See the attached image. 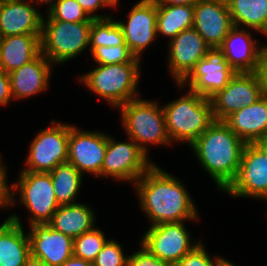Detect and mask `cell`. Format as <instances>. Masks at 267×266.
Masks as SVG:
<instances>
[{"label":"cell","instance_id":"44dd1931","mask_svg":"<svg viewBox=\"0 0 267 266\" xmlns=\"http://www.w3.org/2000/svg\"><path fill=\"white\" fill-rule=\"evenodd\" d=\"M53 64L40 53L19 69L8 73L13 100H25L49 89Z\"/></svg>","mask_w":267,"mask_h":266},{"label":"cell","instance_id":"e0dca14e","mask_svg":"<svg viewBox=\"0 0 267 266\" xmlns=\"http://www.w3.org/2000/svg\"><path fill=\"white\" fill-rule=\"evenodd\" d=\"M226 0H199L194 5L193 28L211 47H219L233 27Z\"/></svg>","mask_w":267,"mask_h":266},{"label":"cell","instance_id":"7a4b0ae2","mask_svg":"<svg viewBox=\"0 0 267 266\" xmlns=\"http://www.w3.org/2000/svg\"><path fill=\"white\" fill-rule=\"evenodd\" d=\"M245 145L224 121L215 120L189 147L222 191L236 175Z\"/></svg>","mask_w":267,"mask_h":266},{"label":"cell","instance_id":"277c9868","mask_svg":"<svg viewBox=\"0 0 267 266\" xmlns=\"http://www.w3.org/2000/svg\"><path fill=\"white\" fill-rule=\"evenodd\" d=\"M162 106L172 144L183 142L190 146L215 121L210 99L189 89Z\"/></svg>","mask_w":267,"mask_h":266},{"label":"cell","instance_id":"bcb514c9","mask_svg":"<svg viewBox=\"0 0 267 266\" xmlns=\"http://www.w3.org/2000/svg\"><path fill=\"white\" fill-rule=\"evenodd\" d=\"M220 266H237V265H235V264H233L232 262H230L229 260H227V258H226V259L223 258V260H222Z\"/></svg>","mask_w":267,"mask_h":266},{"label":"cell","instance_id":"6da1fadb","mask_svg":"<svg viewBox=\"0 0 267 266\" xmlns=\"http://www.w3.org/2000/svg\"><path fill=\"white\" fill-rule=\"evenodd\" d=\"M180 180L154 163L134 183L140 210L151 222L150 226L200 221L195 201Z\"/></svg>","mask_w":267,"mask_h":266},{"label":"cell","instance_id":"74e56055","mask_svg":"<svg viewBox=\"0 0 267 266\" xmlns=\"http://www.w3.org/2000/svg\"><path fill=\"white\" fill-rule=\"evenodd\" d=\"M13 100L9 75L0 69V106H7Z\"/></svg>","mask_w":267,"mask_h":266},{"label":"cell","instance_id":"8992f818","mask_svg":"<svg viewBox=\"0 0 267 266\" xmlns=\"http://www.w3.org/2000/svg\"><path fill=\"white\" fill-rule=\"evenodd\" d=\"M18 176V181L10 185V208L21 203L29 212V226L48 224L59 208L50 173L20 171Z\"/></svg>","mask_w":267,"mask_h":266},{"label":"cell","instance_id":"f6af8a7d","mask_svg":"<svg viewBox=\"0 0 267 266\" xmlns=\"http://www.w3.org/2000/svg\"><path fill=\"white\" fill-rule=\"evenodd\" d=\"M34 1H36V5H46L47 7L48 6H50L54 1H56V0H34Z\"/></svg>","mask_w":267,"mask_h":266},{"label":"cell","instance_id":"9c48e42d","mask_svg":"<svg viewBox=\"0 0 267 266\" xmlns=\"http://www.w3.org/2000/svg\"><path fill=\"white\" fill-rule=\"evenodd\" d=\"M115 140L107 133V149L101 166V178H112L132 185L155 163L130 137Z\"/></svg>","mask_w":267,"mask_h":266},{"label":"cell","instance_id":"484cf974","mask_svg":"<svg viewBox=\"0 0 267 266\" xmlns=\"http://www.w3.org/2000/svg\"><path fill=\"white\" fill-rule=\"evenodd\" d=\"M234 26L252 29L267 38V0H226Z\"/></svg>","mask_w":267,"mask_h":266},{"label":"cell","instance_id":"d6a6232c","mask_svg":"<svg viewBox=\"0 0 267 266\" xmlns=\"http://www.w3.org/2000/svg\"><path fill=\"white\" fill-rule=\"evenodd\" d=\"M122 247V244L110 237L92 262L93 266H127L128 255L124 254Z\"/></svg>","mask_w":267,"mask_h":266},{"label":"cell","instance_id":"603a6c76","mask_svg":"<svg viewBox=\"0 0 267 266\" xmlns=\"http://www.w3.org/2000/svg\"><path fill=\"white\" fill-rule=\"evenodd\" d=\"M224 122L245 143H255L267 134V96L255 103L241 107Z\"/></svg>","mask_w":267,"mask_h":266},{"label":"cell","instance_id":"d4e9b609","mask_svg":"<svg viewBox=\"0 0 267 266\" xmlns=\"http://www.w3.org/2000/svg\"><path fill=\"white\" fill-rule=\"evenodd\" d=\"M89 206L81 202L60 205L48 225L74 239L97 226L94 209Z\"/></svg>","mask_w":267,"mask_h":266},{"label":"cell","instance_id":"4316f807","mask_svg":"<svg viewBox=\"0 0 267 266\" xmlns=\"http://www.w3.org/2000/svg\"><path fill=\"white\" fill-rule=\"evenodd\" d=\"M194 6L157 5V37L175 38L180 32L193 27Z\"/></svg>","mask_w":267,"mask_h":266},{"label":"cell","instance_id":"d590c367","mask_svg":"<svg viewBox=\"0 0 267 266\" xmlns=\"http://www.w3.org/2000/svg\"><path fill=\"white\" fill-rule=\"evenodd\" d=\"M2 154L0 153V209H10V185L8 182L7 166L3 163Z\"/></svg>","mask_w":267,"mask_h":266},{"label":"cell","instance_id":"e575fe53","mask_svg":"<svg viewBox=\"0 0 267 266\" xmlns=\"http://www.w3.org/2000/svg\"><path fill=\"white\" fill-rule=\"evenodd\" d=\"M139 247V250L128 255L127 266H171L167 261L152 255L141 244Z\"/></svg>","mask_w":267,"mask_h":266},{"label":"cell","instance_id":"5bb4252c","mask_svg":"<svg viewBox=\"0 0 267 266\" xmlns=\"http://www.w3.org/2000/svg\"><path fill=\"white\" fill-rule=\"evenodd\" d=\"M107 149V133L82 130L70 124L68 159L82 175L101 177V166Z\"/></svg>","mask_w":267,"mask_h":266},{"label":"cell","instance_id":"8d00e7d4","mask_svg":"<svg viewBox=\"0 0 267 266\" xmlns=\"http://www.w3.org/2000/svg\"><path fill=\"white\" fill-rule=\"evenodd\" d=\"M81 7L87 12V14L93 19H105L112 17L108 14H99L97 11L103 8H109L105 0H76ZM98 13V14H96Z\"/></svg>","mask_w":267,"mask_h":266},{"label":"cell","instance_id":"7402d4cb","mask_svg":"<svg viewBox=\"0 0 267 266\" xmlns=\"http://www.w3.org/2000/svg\"><path fill=\"white\" fill-rule=\"evenodd\" d=\"M18 214H11L0 224V266H24L31 256L28 233Z\"/></svg>","mask_w":267,"mask_h":266},{"label":"cell","instance_id":"1f68e13d","mask_svg":"<svg viewBox=\"0 0 267 266\" xmlns=\"http://www.w3.org/2000/svg\"><path fill=\"white\" fill-rule=\"evenodd\" d=\"M90 54L95 63L99 65L141 63L142 61L131 53L127 45L99 46Z\"/></svg>","mask_w":267,"mask_h":266},{"label":"cell","instance_id":"4dcf8cb0","mask_svg":"<svg viewBox=\"0 0 267 266\" xmlns=\"http://www.w3.org/2000/svg\"><path fill=\"white\" fill-rule=\"evenodd\" d=\"M43 20H59L65 22L93 21L76 0H56L46 10Z\"/></svg>","mask_w":267,"mask_h":266},{"label":"cell","instance_id":"30bf717a","mask_svg":"<svg viewBox=\"0 0 267 266\" xmlns=\"http://www.w3.org/2000/svg\"><path fill=\"white\" fill-rule=\"evenodd\" d=\"M222 192L267 204V155L255 143H246L236 175Z\"/></svg>","mask_w":267,"mask_h":266},{"label":"cell","instance_id":"8fae6325","mask_svg":"<svg viewBox=\"0 0 267 266\" xmlns=\"http://www.w3.org/2000/svg\"><path fill=\"white\" fill-rule=\"evenodd\" d=\"M186 222H170L149 226L139 243L155 257L175 266L201 243L193 242Z\"/></svg>","mask_w":267,"mask_h":266},{"label":"cell","instance_id":"b9f144b4","mask_svg":"<svg viewBox=\"0 0 267 266\" xmlns=\"http://www.w3.org/2000/svg\"><path fill=\"white\" fill-rule=\"evenodd\" d=\"M24 266H48L44 261H41L38 258L30 256L25 262Z\"/></svg>","mask_w":267,"mask_h":266},{"label":"cell","instance_id":"f1b7e54d","mask_svg":"<svg viewBox=\"0 0 267 266\" xmlns=\"http://www.w3.org/2000/svg\"><path fill=\"white\" fill-rule=\"evenodd\" d=\"M127 45L121 26L113 17L94 19L91 24L89 50L92 52L99 46Z\"/></svg>","mask_w":267,"mask_h":266},{"label":"cell","instance_id":"4fadbf2b","mask_svg":"<svg viewBox=\"0 0 267 266\" xmlns=\"http://www.w3.org/2000/svg\"><path fill=\"white\" fill-rule=\"evenodd\" d=\"M262 96L257 72H238L222 90L209 98L214 120L224 121L233 112L255 103Z\"/></svg>","mask_w":267,"mask_h":266},{"label":"cell","instance_id":"52a82bcc","mask_svg":"<svg viewBox=\"0 0 267 266\" xmlns=\"http://www.w3.org/2000/svg\"><path fill=\"white\" fill-rule=\"evenodd\" d=\"M92 21L43 20L41 53L54 65L65 64L89 48Z\"/></svg>","mask_w":267,"mask_h":266},{"label":"cell","instance_id":"3957f363","mask_svg":"<svg viewBox=\"0 0 267 266\" xmlns=\"http://www.w3.org/2000/svg\"><path fill=\"white\" fill-rule=\"evenodd\" d=\"M142 63L99 65L85 74L77 75L78 81L94 95L106 100L112 108L140 97L139 83Z\"/></svg>","mask_w":267,"mask_h":266},{"label":"cell","instance_id":"2e32d148","mask_svg":"<svg viewBox=\"0 0 267 266\" xmlns=\"http://www.w3.org/2000/svg\"><path fill=\"white\" fill-rule=\"evenodd\" d=\"M168 43V72L180 84L211 48L192 27L180 32Z\"/></svg>","mask_w":267,"mask_h":266},{"label":"cell","instance_id":"9a60e30c","mask_svg":"<svg viewBox=\"0 0 267 266\" xmlns=\"http://www.w3.org/2000/svg\"><path fill=\"white\" fill-rule=\"evenodd\" d=\"M127 21L119 18L125 43L131 53L142 59L145 49L153 44L157 37V4L154 0H139L128 12Z\"/></svg>","mask_w":267,"mask_h":266},{"label":"cell","instance_id":"ac0fdd59","mask_svg":"<svg viewBox=\"0 0 267 266\" xmlns=\"http://www.w3.org/2000/svg\"><path fill=\"white\" fill-rule=\"evenodd\" d=\"M30 227V228H29ZM27 231L31 256L48 266H61L73 256V239L48 224H33Z\"/></svg>","mask_w":267,"mask_h":266},{"label":"cell","instance_id":"ffe728a7","mask_svg":"<svg viewBox=\"0 0 267 266\" xmlns=\"http://www.w3.org/2000/svg\"><path fill=\"white\" fill-rule=\"evenodd\" d=\"M252 29L233 26L218 47L229 66L236 72H257L263 43L252 36Z\"/></svg>","mask_w":267,"mask_h":266},{"label":"cell","instance_id":"836d02e7","mask_svg":"<svg viewBox=\"0 0 267 266\" xmlns=\"http://www.w3.org/2000/svg\"><path fill=\"white\" fill-rule=\"evenodd\" d=\"M224 257L216 255L212 258L203 241L191 252L187 253L175 266H220Z\"/></svg>","mask_w":267,"mask_h":266},{"label":"cell","instance_id":"7bdbcfd3","mask_svg":"<svg viewBox=\"0 0 267 266\" xmlns=\"http://www.w3.org/2000/svg\"><path fill=\"white\" fill-rule=\"evenodd\" d=\"M255 144L267 155V134L258 139Z\"/></svg>","mask_w":267,"mask_h":266},{"label":"cell","instance_id":"ba28073f","mask_svg":"<svg viewBox=\"0 0 267 266\" xmlns=\"http://www.w3.org/2000/svg\"><path fill=\"white\" fill-rule=\"evenodd\" d=\"M51 120L50 127L36 133L28 145L25 168L20 171L50 172L68 159L70 124Z\"/></svg>","mask_w":267,"mask_h":266},{"label":"cell","instance_id":"7c38bea8","mask_svg":"<svg viewBox=\"0 0 267 266\" xmlns=\"http://www.w3.org/2000/svg\"><path fill=\"white\" fill-rule=\"evenodd\" d=\"M236 72L229 66L224 53L218 48H210L180 83L179 90L187 88L202 97L210 98L217 91L222 90Z\"/></svg>","mask_w":267,"mask_h":266},{"label":"cell","instance_id":"f35d334b","mask_svg":"<svg viewBox=\"0 0 267 266\" xmlns=\"http://www.w3.org/2000/svg\"><path fill=\"white\" fill-rule=\"evenodd\" d=\"M257 74L262 84L263 95L267 96V44H262L260 49Z\"/></svg>","mask_w":267,"mask_h":266},{"label":"cell","instance_id":"ab89813d","mask_svg":"<svg viewBox=\"0 0 267 266\" xmlns=\"http://www.w3.org/2000/svg\"><path fill=\"white\" fill-rule=\"evenodd\" d=\"M157 5H190L194 6L199 0H154Z\"/></svg>","mask_w":267,"mask_h":266},{"label":"cell","instance_id":"d6986e66","mask_svg":"<svg viewBox=\"0 0 267 266\" xmlns=\"http://www.w3.org/2000/svg\"><path fill=\"white\" fill-rule=\"evenodd\" d=\"M34 0H0V37L41 34L42 11Z\"/></svg>","mask_w":267,"mask_h":266},{"label":"cell","instance_id":"cb8c5ba5","mask_svg":"<svg viewBox=\"0 0 267 266\" xmlns=\"http://www.w3.org/2000/svg\"><path fill=\"white\" fill-rule=\"evenodd\" d=\"M41 34L0 37V69L7 74L29 63L41 53Z\"/></svg>","mask_w":267,"mask_h":266},{"label":"cell","instance_id":"60d3db41","mask_svg":"<svg viewBox=\"0 0 267 266\" xmlns=\"http://www.w3.org/2000/svg\"><path fill=\"white\" fill-rule=\"evenodd\" d=\"M61 266H93V264L90 261L72 256Z\"/></svg>","mask_w":267,"mask_h":266},{"label":"cell","instance_id":"5b68a950","mask_svg":"<svg viewBox=\"0 0 267 266\" xmlns=\"http://www.w3.org/2000/svg\"><path fill=\"white\" fill-rule=\"evenodd\" d=\"M155 100L137 97L117 110L127 137L149 156V146H172L166 129L163 106Z\"/></svg>","mask_w":267,"mask_h":266},{"label":"cell","instance_id":"83f0119b","mask_svg":"<svg viewBox=\"0 0 267 266\" xmlns=\"http://www.w3.org/2000/svg\"><path fill=\"white\" fill-rule=\"evenodd\" d=\"M49 173L59 206L77 203L75 200L83 185V175L68 162L58 165Z\"/></svg>","mask_w":267,"mask_h":266},{"label":"cell","instance_id":"ee69618b","mask_svg":"<svg viewBox=\"0 0 267 266\" xmlns=\"http://www.w3.org/2000/svg\"><path fill=\"white\" fill-rule=\"evenodd\" d=\"M107 4L110 6V9L119 7L118 4L120 3V0H105Z\"/></svg>","mask_w":267,"mask_h":266},{"label":"cell","instance_id":"f546056e","mask_svg":"<svg viewBox=\"0 0 267 266\" xmlns=\"http://www.w3.org/2000/svg\"><path fill=\"white\" fill-rule=\"evenodd\" d=\"M107 240L105 233L95 226L73 239V256L93 262Z\"/></svg>","mask_w":267,"mask_h":266}]
</instances>
